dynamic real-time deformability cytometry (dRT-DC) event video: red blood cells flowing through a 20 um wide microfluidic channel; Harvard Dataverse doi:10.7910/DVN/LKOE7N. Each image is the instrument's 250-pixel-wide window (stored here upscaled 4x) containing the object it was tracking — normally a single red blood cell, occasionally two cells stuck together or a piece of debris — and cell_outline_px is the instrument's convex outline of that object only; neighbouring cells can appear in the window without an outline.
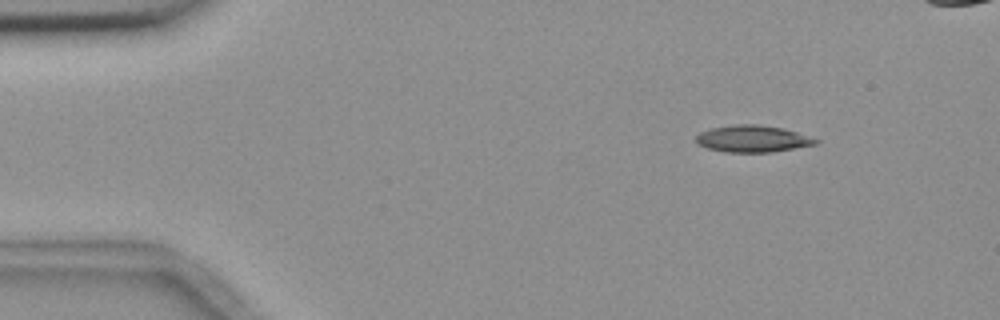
{"species": "common noctule bat (a hibernating species)", "species_latin": "Nyctalus noctula", "temperature_condition": "room temperature", "stored_images_in_passage": 4, "camera_frame_rate_fps": 3000, "um_per_image_px": 0.085, "animal": {"sex": "female", "body_mass_g": 18.4}, "frame": {"image": 1, "passage_image": 1, "time_ms": 0.0, "image_size_px": [1000, 320], "cell_outline_px": [[820, 140], [816, 144], [772, 152], [724, 152], [708, 148], [696, 144], [696, 136], [700, 132], [712, 128], [732, 124], [760, 124], [784, 128]], "centroid_in_image_um": [63.95, 11.79], "position_along_channel_um": 21.1, "area_um2": 18.73}}